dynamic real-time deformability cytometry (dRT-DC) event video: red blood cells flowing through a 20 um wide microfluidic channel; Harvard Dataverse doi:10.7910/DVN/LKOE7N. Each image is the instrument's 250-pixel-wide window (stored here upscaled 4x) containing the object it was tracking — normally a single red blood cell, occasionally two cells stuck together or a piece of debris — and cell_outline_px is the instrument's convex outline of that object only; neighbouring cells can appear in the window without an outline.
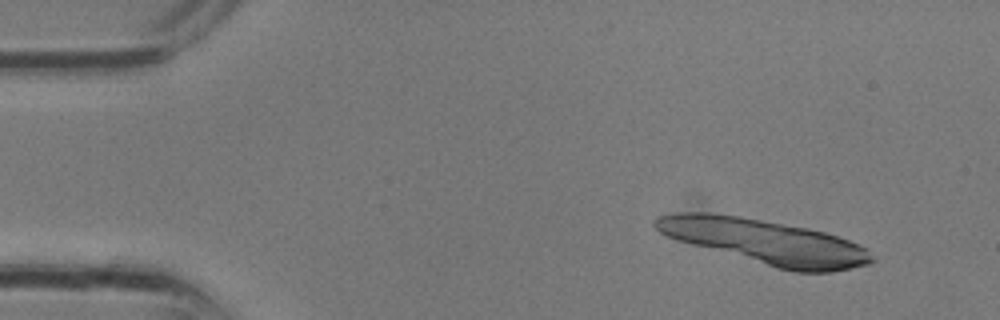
{"species": "common noctule bat (a hibernating species)", "species_latin": "Nyctalus noctula", "temperature_condition": "room temperature", "stored_images_in_passage": 13, "segment_of_instrument_passage": [1, 4], "camera_frame_rate_fps": 3000, "um_per_image_px": 0.085, "animal": {"sex": "male", "body_mass_g": 13.3}, "frame": {"image": 1, "passage_image": 3, "time_ms": 0.667, "image_size_px": [1000, 320], "cell_outline_px": [[868, 260], [844, 268], [784, 268], [772, 264], [760, 256], [784, 228], [792, 228], [816, 232], [832, 236], [844, 240], [852, 244]], "centroid_in_image_um": [68.94, 21.32], "position_along_channel_um": 16.1, "area_um2": 21.73}}